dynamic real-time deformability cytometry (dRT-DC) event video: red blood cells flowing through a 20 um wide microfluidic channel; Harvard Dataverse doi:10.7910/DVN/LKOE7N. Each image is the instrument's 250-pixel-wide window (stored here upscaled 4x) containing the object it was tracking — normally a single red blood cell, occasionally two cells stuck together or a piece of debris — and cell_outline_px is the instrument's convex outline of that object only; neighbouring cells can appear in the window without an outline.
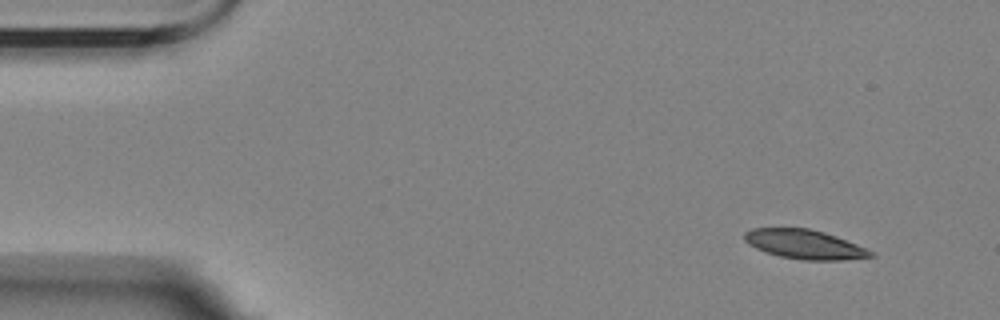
{"species": "Egyptian fruit bat (a non-hibernating species)", "species_latin": "Rousettus aegyptiacus", "temperature_condition": "room temperature", "stored_images_in_passage": 54, "segment_of_instrument_passage": [1, 2], "camera_frame_rate_fps": 3000, "um_per_image_px": 0.085, "animal": {"sex": "female"}, "frame": {"image": 1, "passage_image": 1, "time_ms": 0.0, "image_size_px": [1000, 320], "cell_outline_px": [[876, 256], [840, 260], [804, 260], [780, 256], [756, 248], [748, 244], [744, 240], [744, 232], [752, 228], [808, 228], [824, 232], [836, 236], [856, 244], [872, 252]], "centroid_in_image_um": [68.36, 20.76], "position_along_channel_um": 16.6, "area_um2": 21.27}}
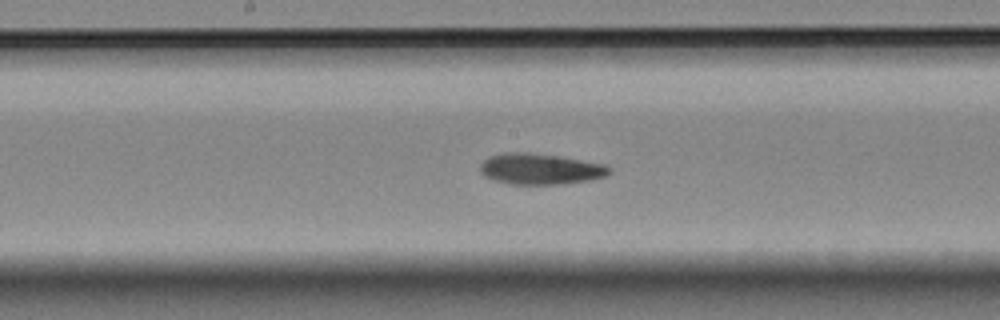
{"frame": {"image": 2, "passage_image": 25, "time_ms": 8.0, "image_size_px": [1000, 320], "cell_outline_px": [[612, 172], [604, 176], [592, 180], [560, 184], [508, 184], [492, 180], [484, 176], [480, 172], [480, 164], [488, 156], [504, 152], [528, 152], [556, 156], [604, 164], [612, 168]], "centroid_in_image_um": [45.89, 14.37], "position_along_channel_um": 202.3, "area_um2": 23.41}}
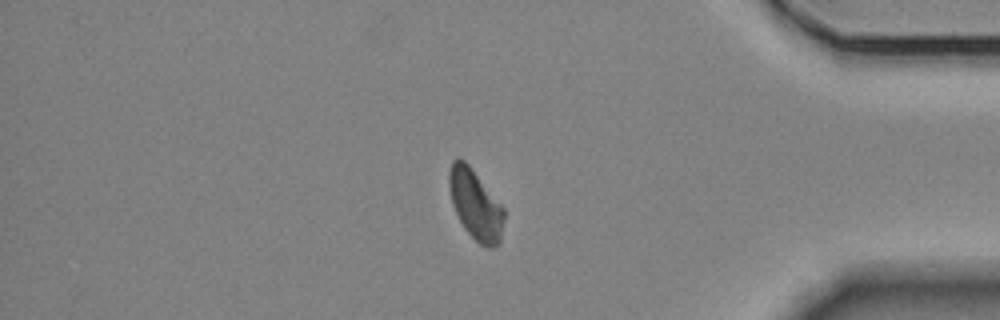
{"frame": {"image": 3, "passage_image": 44, "time_ms": 14.333, "image_size_px": [1000, 320], "cell_outline_px": [[504, 220], [500, 244], [492, 248], [488, 248], [480, 244], [464, 228], [452, 204], [448, 184], [448, 172], [452, 160], [456, 156], [464, 160], [468, 164], [504, 208]], "centroid_in_image_um": [40.4, 17.38], "position_along_channel_um": 394.8, "area_um2": 22.37}}